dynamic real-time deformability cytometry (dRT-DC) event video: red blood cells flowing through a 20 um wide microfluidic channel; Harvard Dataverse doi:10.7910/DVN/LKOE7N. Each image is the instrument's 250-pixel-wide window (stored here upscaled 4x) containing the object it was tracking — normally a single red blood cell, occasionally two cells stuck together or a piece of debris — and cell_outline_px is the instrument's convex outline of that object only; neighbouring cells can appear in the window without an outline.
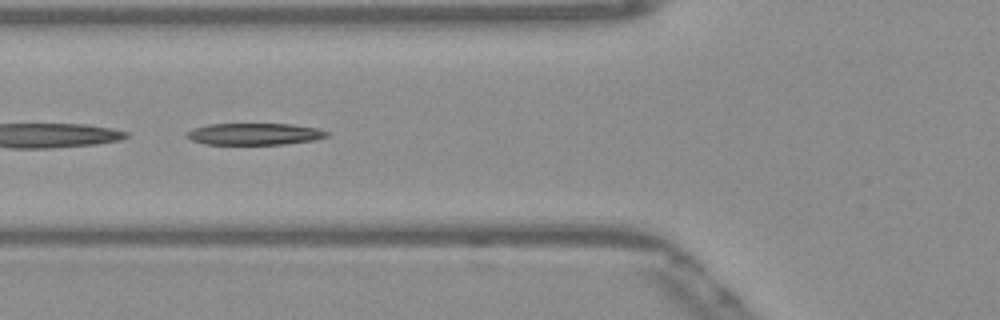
{"species": "Egyptian fruit bat (a non-hibernating species)", "species_latin": "Rousettus aegyptiacus", "temperature_condition": "warm", "stored_images_in_passage": 50, "segment_of_instrument_passage": [2, 2], "camera_frame_rate_fps": 3000, "um_per_image_px": 0.085, "frame": {"image": 1, "passage_image": 19, "time_ms": 6.0, "image_size_px": [1000, 320], "cell_outline_px": [[328, 136], [316, 140], [284, 144], [204, 144], [192, 140], [184, 136], [192, 128], [208, 124], [292, 124], [316, 128], [328, 132]], "centroid_in_image_um": [21.61, 11.39], "position_along_channel_um": 104.2, "area_um2": 17.74}}
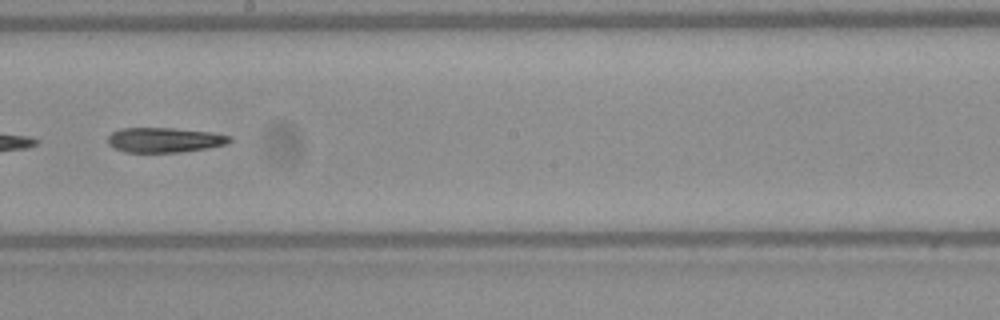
{"frame": {"image": 2, "passage_image": 29, "time_ms": 9.333, "image_size_px": [1000, 320], "cell_outline_px": [[232, 140], [228, 144], [208, 148], [180, 152], [124, 152], [112, 148], [108, 144], [108, 136], [112, 132], [120, 128], [172, 128], [212, 132], [232, 136]], "centroid_in_image_um": [13.99, 11.9], "position_along_channel_um": 234.2, "area_um2": 17.86}}
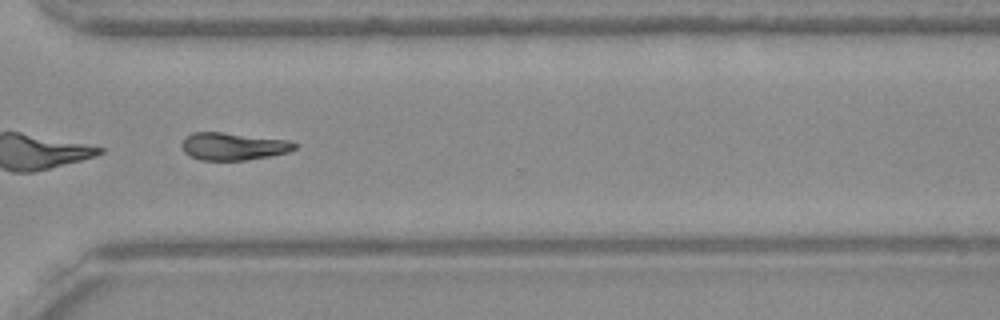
{"frame": {"image": 3, "passage_image": 38, "time_ms": 12.333, "image_size_px": [1000, 320], "cell_outline_px": [[300, 144], [296, 148], [288, 152], [268, 156], [244, 160], [200, 160], [184, 152], [180, 144], [184, 136], [192, 132], [220, 132], [288, 140]], "centroid_in_image_um": [19.8, 12.43], "position_along_channel_um": 350.8, "area_um2": 18.09}}